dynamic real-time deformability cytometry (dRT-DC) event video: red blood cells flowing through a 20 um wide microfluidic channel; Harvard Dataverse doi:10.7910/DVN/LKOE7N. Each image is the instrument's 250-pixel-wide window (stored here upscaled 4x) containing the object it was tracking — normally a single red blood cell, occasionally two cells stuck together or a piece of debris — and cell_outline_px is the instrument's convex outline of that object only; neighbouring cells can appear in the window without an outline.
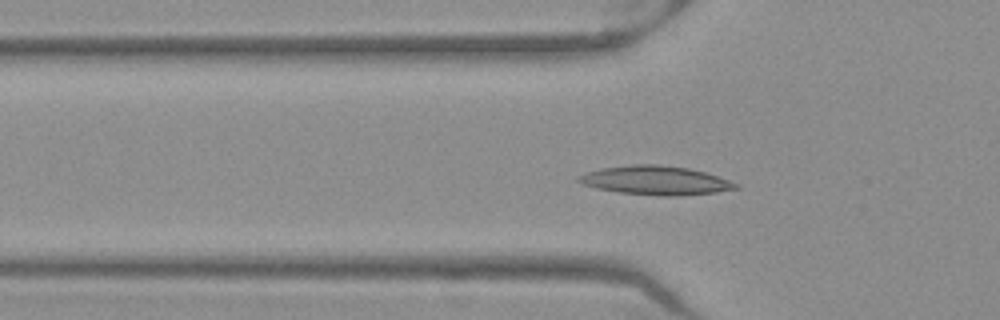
{"species": "Egyptian fruit bat (a non-hibernating species)", "species_latin": "Rousettus aegyptiacus", "temperature_condition": "warm", "stored_images_in_passage": 50, "camera_frame_rate_fps": 3000, "um_per_image_px": 0.085, "frame": {"image": 1, "passage_image": 16, "time_ms": 5.0, "image_size_px": [1000, 320], "cell_outline_px": [[740, 188], [716, 192], [680, 196], [660, 196], [620, 192], [596, 188], [584, 184], [576, 180], [576, 176], [600, 168], [632, 164], [660, 164], [688, 168], [704, 172], [740, 184]], "centroid_in_image_um": [55.72, 15.33], "position_along_channel_um": 70.1, "area_um2": 26.47}}
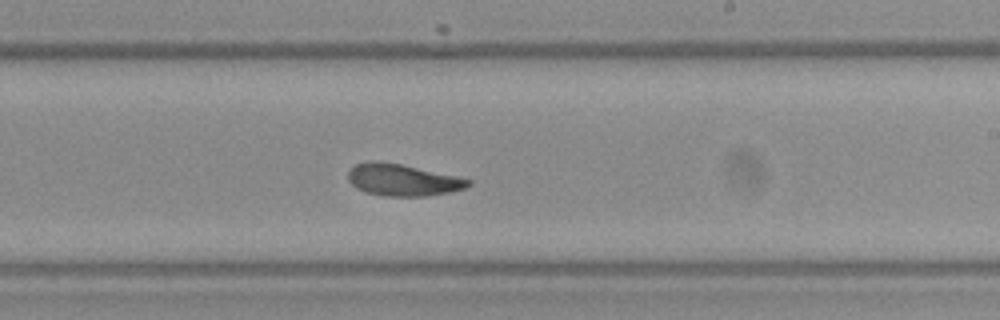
{"frame": {"image": 2, "passage_image": 30, "time_ms": 9.667, "image_size_px": [1000, 320], "cell_outline_px": [[472, 184], [464, 188], [448, 192], [424, 196], [384, 196], [364, 192], [356, 188], [348, 180], [348, 168], [356, 164], [368, 160], [380, 160], [400, 164], [456, 176], [472, 180]], "centroid_in_image_um": [34.16, 15.28], "position_along_channel_um": 254.8, "area_um2": 22.37}}
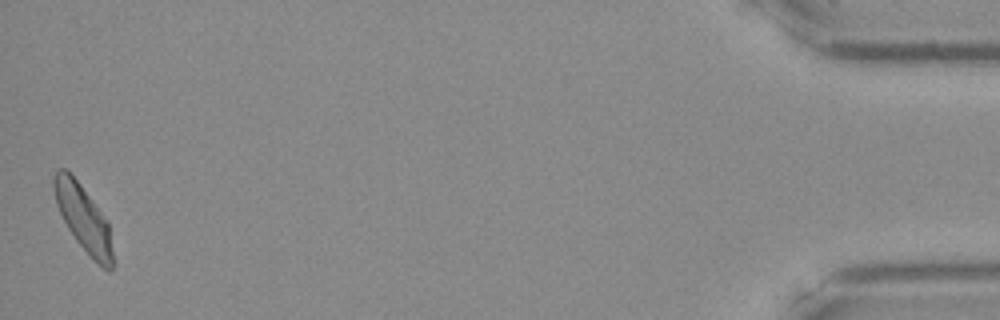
{"frame": {"image": 3, "passage_image": 50, "time_ms": 16.333, "image_size_px": [1000, 320], "cell_outline_px": [[112, 268], [108, 272], [96, 264], [92, 260], [76, 240], [68, 228], [56, 204], [52, 188], [52, 176], [60, 168], [64, 168], [80, 184], [100, 212], [108, 224], [112, 252]], "centroid_in_image_um": [7.05, 18.58], "position_along_channel_um": 428.2, "area_um2": 22.2}, "authors_computed_cell_mechanics": {"area_um2": 22.9755, "velocity_mm_per_s": 3.9565, "shape_relaxation_time_tau1_ms": 8.2081, "shape_relaxation_time_tau2_ms": 5.2491, "deformation_change_tau1": 0.197, "deformation_change_tau2": 0.1213}}